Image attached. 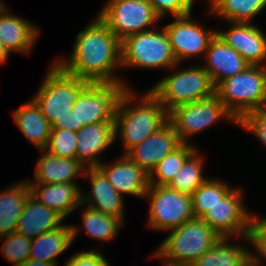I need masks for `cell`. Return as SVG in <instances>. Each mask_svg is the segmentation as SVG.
Returning <instances> with one entry per match:
<instances>
[{"mask_svg":"<svg viewBox=\"0 0 266 266\" xmlns=\"http://www.w3.org/2000/svg\"><path fill=\"white\" fill-rule=\"evenodd\" d=\"M71 52L67 60H55L63 70L91 83L123 82L129 88L114 72L122 67L121 41L98 16L77 34Z\"/></svg>","mask_w":266,"mask_h":266,"instance_id":"cell-1","label":"cell"},{"mask_svg":"<svg viewBox=\"0 0 266 266\" xmlns=\"http://www.w3.org/2000/svg\"><path fill=\"white\" fill-rule=\"evenodd\" d=\"M135 99L136 93L126 88L116 109L115 140L120 135L124 154L168 122V111L150 91Z\"/></svg>","mask_w":266,"mask_h":266,"instance_id":"cell-2","label":"cell"},{"mask_svg":"<svg viewBox=\"0 0 266 266\" xmlns=\"http://www.w3.org/2000/svg\"><path fill=\"white\" fill-rule=\"evenodd\" d=\"M90 83L68 73L54 62L32 99L52 125L56 118L72 111L74 103Z\"/></svg>","mask_w":266,"mask_h":266,"instance_id":"cell-3","label":"cell"},{"mask_svg":"<svg viewBox=\"0 0 266 266\" xmlns=\"http://www.w3.org/2000/svg\"><path fill=\"white\" fill-rule=\"evenodd\" d=\"M149 91L169 112L176 106L212 97L215 85L207 70L199 65L176 70Z\"/></svg>","mask_w":266,"mask_h":266,"instance_id":"cell-4","label":"cell"},{"mask_svg":"<svg viewBox=\"0 0 266 266\" xmlns=\"http://www.w3.org/2000/svg\"><path fill=\"white\" fill-rule=\"evenodd\" d=\"M169 231L152 257L193 264L222 238L200 217Z\"/></svg>","mask_w":266,"mask_h":266,"instance_id":"cell-5","label":"cell"},{"mask_svg":"<svg viewBox=\"0 0 266 266\" xmlns=\"http://www.w3.org/2000/svg\"><path fill=\"white\" fill-rule=\"evenodd\" d=\"M215 95L239 122L257 110L266 96V66L250 65L245 71L220 82Z\"/></svg>","mask_w":266,"mask_h":266,"instance_id":"cell-6","label":"cell"},{"mask_svg":"<svg viewBox=\"0 0 266 266\" xmlns=\"http://www.w3.org/2000/svg\"><path fill=\"white\" fill-rule=\"evenodd\" d=\"M121 66L143 69H177L166 30H148L121 41Z\"/></svg>","mask_w":266,"mask_h":266,"instance_id":"cell-7","label":"cell"},{"mask_svg":"<svg viewBox=\"0 0 266 266\" xmlns=\"http://www.w3.org/2000/svg\"><path fill=\"white\" fill-rule=\"evenodd\" d=\"M126 88L123 82L90 83L72 107L73 131L98 122L115 121L117 105Z\"/></svg>","mask_w":266,"mask_h":266,"instance_id":"cell-8","label":"cell"},{"mask_svg":"<svg viewBox=\"0 0 266 266\" xmlns=\"http://www.w3.org/2000/svg\"><path fill=\"white\" fill-rule=\"evenodd\" d=\"M226 119L238 124L236 118L225 108L216 95L192 103L176 106L168 112V121L174 127L180 141L189 143V138Z\"/></svg>","mask_w":266,"mask_h":266,"instance_id":"cell-9","label":"cell"},{"mask_svg":"<svg viewBox=\"0 0 266 266\" xmlns=\"http://www.w3.org/2000/svg\"><path fill=\"white\" fill-rule=\"evenodd\" d=\"M98 17L120 41L161 19L148 0H109Z\"/></svg>","mask_w":266,"mask_h":266,"instance_id":"cell-10","label":"cell"},{"mask_svg":"<svg viewBox=\"0 0 266 266\" xmlns=\"http://www.w3.org/2000/svg\"><path fill=\"white\" fill-rule=\"evenodd\" d=\"M144 198L150 200L148 226L152 229L168 232L194 217L191 195L167 185H149Z\"/></svg>","mask_w":266,"mask_h":266,"instance_id":"cell-11","label":"cell"},{"mask_svg":"<svg viewBox=\"0 0 266 266\" xmlns=\"http://www.w3.org/2000/svg\"><path fill=\"white\" fill-rule=\"evenodd\" d=\"M243 191L233 187L219 202L201 217L217 234L223 237L246 239L253 215L243 205Z\"/></svg>","mask_w":266,"mask_h":266,"instance_id":"cell-12","label":"cell"},{"mask_svg":"<svg viewBox=\"0 0 266 266\" xmlns=\"http://www.w3.org/2000/svg\"><path fill=\"white\" fill-rule=\"evenodd\" d=\"M164 29L169 37L171 49L178 64L190 57L206 53L216 30L205 29L193 20L192 15L175 17Z\"/></svg>","mask_w":266,"mask_h":266,"instance_id":"cell-13","label":"cell"},{"mask_svg":"<svg viewBox=\"0 0 266 266\" xmlns=\"http://www.w3.org/2000/svg\"><path fill=\"white\" fill-rule=\"evenodd\" d=\"M182 142L172 124L168 121L158 131L130 149L126 155L147 174Z\"/></svg>","mask_w":266,"mask_h":266,"instance_id":"cell-14","label":"cell"},{"mask_svg":"<svg viewBox=\"0 0 266 266\" xmlns=\"http://www.w3.org/2000/svg\"><path fill=\"white\" fill-rule=\"evenodd\" d=\"M229 30L216 33L252 66H266V35L252 23H229Z\"/></svg>","mask_w":266,"mask_h":266,"instance_id":"cell-15","label":"cell"},{"mask_svg":"<svg viewBox=\"0 0 266 266\" xmlns=\"http://www.w3.org/2000/svg\"><path fill=\"white\" fill-rule=\"evenodd\" d=\"M97 168L105 175L112 187L122 196L144 198L149 187V174L126 154L113 163H100ZM124 194V195H123Z\"/></svg>","mask_w":266,"mask_h":266,"instance_id":"cell-16","label":"cell"},{"mask_svg":"<svg viewBox=\"0 0 266 266\" xmlns=\"http://www.w3.org/2000/svg\"><path fill=\"white\" fill-rule=\"evenodd\" d=\"M77 136L75 158L85 168L97 167L103 162L99 155L115 141V121L83 126L77 131Z\"/></svg>","mask_w":266,"mask_h":266,"instance_id":"cell-17","label":"cell"},{"mask_svg":"<svg viewBox=\"0 0 266 266\" xmlns=\"http://www.w3.org/2000/svg\"><path fill=\"white\" fill-rule=\"evenodd\" d=\"M89 178L91 191L82 192V203L105 215L120 219L124 223V196L120 195L108 182L105 175L97 168H86L83 177Z\"/></svg>","mask_w":266,"mask_h":266,"instance_id":"cell-18","label":"cell"},{"mask_svg":"<svg viewBox=\"0 0 266 266\" xmlns=\"http://www.w3.org/2000/svg\"><path fill=\"white\" fill-rule=\"evenodd\" d=\"M202 65L210 74L215 87L223 80L245 71L250 64L216 33L203 55Z\"/></svg>","mask_w":266,"mask_h":266,"instance_id":"cell-19","label":"cell"},{"mask_svg":"<svg viewBox=\"0 0 266 266\" xmlns=\"http://www.w3.org/2000/svg\"><path fill=\"white\" fill-rule=\"evenodd\" d=\"M41 31L32 22L9 13L4 4L0 9V41L11 52L29 54Z\"/></svg>","mask_w":266,"mask_h":266,"instance_id":"cell-20","label":"cell"},{"mask_svg":"<svg viewBox=\"0 0 266 266\" xmlns=\"http://www.w3.org/2000/svg\"><path fill=\"white\" fill-rule=\"evenodd\" d=\"M30 194L39 203L60 214L64 219L82 206V192L77 183H29Z\"/></svg>","mask_w":266,"mask_h":266,"instance_id":"cell-21","label":"cell"},{"mask_svg":"<svg viewBox=\"0 0 266 266\" xmlns=\"http://www.w3.org/2000/svg\"><path fill=\"white\" fill-rule=\"evenodd\" d=\"M42 155L36 163L35 179L28 183L54 184L76 183L78 176L84 175L86 168L76 158H61L51 155L46 150H39Z\"/></svg>","mask_w":266,"mask_h":266,"instance_id":"cell-22","label":"cell"},{"mask_svg":"<svg viewBox=\"0 0 266 266\" xmlns=\"http://www.w3.org/2000/svg\"><path fill=\"white\" fill-rule=\"evenodd\" d=\"M65 220L60 214L39 203L31 195L27 198L15 232L27 238H36L45 232L63 225Z\"/></svg>","mask_w":266,"mask_h":266,"instance_id":"cell-23","label":"cell"},{"mask_svg":"<svg viewBox=\"0 0 266 266\" xmlns=\"http://www.w3.org/2000/svg\"><path fill=\"white\" fill-rule=\"evenodd\" d=\"M78 227L64 224L31 239L29 259L58 264L57 257L72 245L79 232Z\"/></svg>","mask_w":266,"mask_h":266,"instance_id":"cell-24","label":"cell"},{"mask_svg":"<svg viewBox=\"0 0 266 266\" xmlns=\"http://www.w3.org/2000/svg\"><path fill=\"white\" fill-rule=\"evenodd\" d=\"M12 115L21 133L38 150L45 149L50 138L51 124L44 117L36 102L31 99L20 108L12 111Z\"/></svg>","mask_w":266,"mask_h":266,"instance_id":"cell-25","label":"cell"},{"mask_svg":"<svg viewBox=\"0 0 266 266\" xmlns=\"http://www.w3.org/2000/svg\"><path fill=\"white\" fill-rule=\"evenodd\" d=\"M28 181L8 186L0 192V237L15 232L18 220L30 196Z\"/></svg>","mask_w":266,"mask_h":266,"instance_id":"cell-26","label":"cell"},{"mask_svg":"<svg viewBox=\"0 0 266 266\" xmlns=\"http://www.w3.org/2000/svg\"><path fill=\"white\" fill-rule=\"evenodd\" d=\"M208 13L229 23H251L266 8V0H208Z\"/></svg>","mask_w":266,"mask_h":266,"instance_id":"cell-27","label":"cell"},{"mask_svg":"<svg viewBox=\"0 0 266 266\" xmlns=\"http://www.w3.org/2000/svg\"><path fill=\"white\" fill-rule=\"evenodd\" d=\"M229 237L221 238L212 248L198 258L192 266H239L250 256L243 245L231 244Z\"/></svg>","mask_w":266,"mask_h":266,"instance_id":"cell-28","label":"cell"},{"mask_svg":"<svg viewBox=\"0 0 266 266\" xmlns=\"http://www.w3.org/2000/svg\"><path fill=\"white\" fill-rule=\"evenodd\" d=\"M203 169L204 159L196 149L167 186L180 193L192 195L208 179L207 176L204 177Z\"/></svg>","mask_w":266,"mask_h":266,"instance_id":"cell-29","label":"cell"},{"mask_svg":"<svg viewBox=\"0 0 266 266\" xmlns=\"http://www.w3.org/2000/svg\"><path fill=\"white\" fill-rule=\"evenodd\" d=\"M81 215L86 234L102 242L113 240L118 235L120 227L124 225L120 219L88 206H85Z\"/></svg>","mask_w":266,"mask_h":266,"instance_id":"cell-30","label":"cell"},{"mask_svg":"<svg viewBox=\"0 0 266 266\" xmlns=\"http://www.w3.org/2000/svg\"><path fill=\"white\" fill-rule=\"evenodd\" d=\"M196 149L193 144L182 143L152 170L149 174V185H168Z\"/></svg>","mask_w":266,"mask_h":266,"instance_id":"cell-31","label":"cell"},{"mask_svg":"<svg viewBox=\"0 0 266 266\" xmlns=\"http://www.w3.org/2000/svg\"><path fill=\"white\" fill-rule=\"evenodd\" d=\"M233 187L219 179H207L191 195L194 217H202L214 204L219 202Z\"/></svg>","mask_w":266,"mask_h":266,"instance_id":"cell-32","label":"cell"},{"mask_svg":"<svg viewBox=\"0 0 266 266\" xmlns=\"http://www.w3.org/2000/svg\"><path fill=\"white\" fill-rule=\"evenodd\" d=\"M5 239L1 253L3 257L13 263V266H21L29 259L31 239L17 232H12L6 236L0 237Z\"/></svg>","mask_w":266,"mask_h":266,"instance_id":"cell-33","label":"cell"},{"mask_svg":"<svg viewBox=\"0 0 266 266\" xmlns=\"http://www.w3.org/2000/svg\"><path fill=\"white\" fill-rule=\"evenodd\" d=\"M77 132L67 129H51L49 142L44 150L61 158H75Z\"/></svg>","mask_w":266,"mask_h":266,"instance_id":"cell-34","label":"cell"},{"mask_svg":"<svg viewBox=\"0 0 266 266\" xmlns=\"http://www.w3.org/2000/svg\"><path fill=\"white\" fill-rule=\"evenodd\" d=\"M154 8L155 13L164 18L170 13L173 18L191 14L195 0H148Z\"/></svg>","mask_w":266,"mask_h":266,"instance_id":"cell-35","label":"cell"},{"mask_svg":"<svg viewBox=\"0 0 266 266\" xmlns=\"http://www.w3.org/2000/svg\"><path fill=\"white\" fill-rule=\"evenodd\" d=\"M238 126L256 136L263 145H266V115L258 109L246 114L239 122Z\"/></svg>","mask_w":266,"mask_h":266,"instance_id":"cell-36","label":"cell"},{"mask_svg":"<svg viewBox=\"0 0 266 266\" xmlns=\"http://www.w3.org/2000/svg\"><path fill=\"white\" fill-rule=\"evenodd\" d=\"M64 266H111L104 255L93 250L80 251L71 255L69 260L65 262Z\"/></svg>","mask_w":266,"mask_h":266,"instance_id":"cell-37","label":"cell"},{"mask_svg":"<svg viewBox=\"0 0 266 266\" xmlns=\"http://www.w3.org/2000/svg\"><path fill=\"white\" fill-rule=\"evenodd\" d=\"M245 241L249 242L255 248V251L258 252L259 256L255 254L256 252H250L251 257L257 264H261V258L266 260V235L253 222Z\"/></svg>","mask_w":266,"mask_h":266,"instance_id":"cell-38","label":"cell"},{"mask_svg":"<svg viewBox=\"0 0 266 266\" xmlns=\"http://www.w3.org/2000/svg\"><path fill=\"white\" fill-rule=\"evenodd\" d=\"M51 129H67L73 131L72 112H68L64 117L56 118L51 125Z\"/></svg>","mask_w":266,"mask_h":266,"instance_id":"cell-39","label":"cell"},{"mask_svg":"<svg viewBox=\"0 0 266 266\" xmlns=\"http://www.w3.org/2000/svg\"><path fill=\"white\" fill-rule=\"evenodd\" d=\"M21 266H57V264L51 263V262H45L41 260L28 259Z\"/></svg>","mask_w":266,"mask_h":266,"instance_id":"cell-40","label":"cell"},{"mask_svg":"<svg viewBox=\"0 0 266 266\" xmlns=\"http://www.w3.org/2000/svg\"><path fill=\"white\" fill-rule=\"evenodd\" d=\"M252 222L266 235V218L263 219L253 214Z\"/></svg>","mask_w":266,"mask_h":266,"instance_id":"cell-41","label":"cell"},{"mask_svg":"<svg viewBox=\"0 0 266 266\" xmlns=\"http://www.w3.org/2000/svg\"><path fill=\"white\" fill-rule=\"evenodd\" d=\"M9 51L5 48V46L0 41V65L4 64L9 57Z\"/></svg>","mask_w":266,"mask_h":266,"instance_id":"cell-42","label":"cell"},{"mask_svg":"<svg viewBox=\"0 0 266 266\" xmlns=\"http://www.w3.org/2000/svg\"><path fill=\"white\" fill-rule=\"evenodd\" d=\"M163 266H192V264L182 263V262H175V261L164 259Z\"/></svg>","mask_w":266,"mask_h":266,"instance_id":"cell-43","label":"cell"},{"mask_svg":"<svg viewBox=\"0 0 266 266\" xmlns=\"http://www.w3.org/2000/svg\"><path fill=\"white\" fill-rule=\"evenodd\" d=\"M239 266H261L251 257V255L244 260Z\"/></svg>","mask_w":266,"mask_h":266,"instance_id":"cell-44","label":"cell"},{"mask_svg":"<svg viewBox=\"0 0 266 266\" xmlns=\"http://www.w3.org/2000/svg\"><path fill=\"white\" fill-rule=\"evenodd\" d=\"M258 110L263 114L266 115V96L263 98L260 107L258 108Z\"/></svg>","mask_w":266,"mask_h":266,"instance_id":"cell-45","label":"cell"},{"mask_svg":"<svg viewBox=\"0 0 266 266\" xmlns=\"http://www.w3.org/2000/svg\"><path fill=\"white\" fill-rule=\"evenodd\" d=\"M4 3H2V1H0V9L3 7Z\"/></svg>","mask_w":266,"mask_h":266,"instance_id":"cell-46","label":"cell"}]
</instances>
